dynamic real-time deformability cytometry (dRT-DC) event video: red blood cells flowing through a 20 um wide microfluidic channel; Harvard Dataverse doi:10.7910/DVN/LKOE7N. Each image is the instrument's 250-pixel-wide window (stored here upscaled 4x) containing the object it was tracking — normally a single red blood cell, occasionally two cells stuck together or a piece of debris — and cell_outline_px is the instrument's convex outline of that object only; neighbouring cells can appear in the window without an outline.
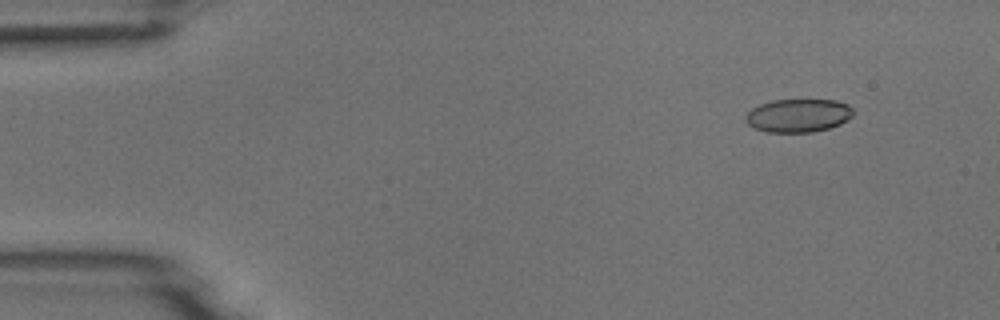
{"species": "common noctule bat (a hibernating species)", "species_latin": "Nyctalus noctula", "temperature_condition": "room temperature", "stored_images_in_passage": 5, "camera_frame_rate_fps": 3000, "um_per_image_px": 0.085, "animal": {"sex": "male", "body_mass_g": 18.8}, "frame": {"image": 1, "passage_image": 2, "time_ms": 1.0, "image_size_px": [1000, 320], "cell_outline_px": [[852, 116], [848, 120], [840, 124], [828, 128], [812, 132], [768, 132], [752, 128], [748, 124], [744, 116], [752, 108], [760, 104], [772, 100], [836, 100], [848, 104], [852, 108]], "centroid_in_image_um": [67.84, 9.82], "position_along_channel_um": 17.2, "area_um2": 20.92}}